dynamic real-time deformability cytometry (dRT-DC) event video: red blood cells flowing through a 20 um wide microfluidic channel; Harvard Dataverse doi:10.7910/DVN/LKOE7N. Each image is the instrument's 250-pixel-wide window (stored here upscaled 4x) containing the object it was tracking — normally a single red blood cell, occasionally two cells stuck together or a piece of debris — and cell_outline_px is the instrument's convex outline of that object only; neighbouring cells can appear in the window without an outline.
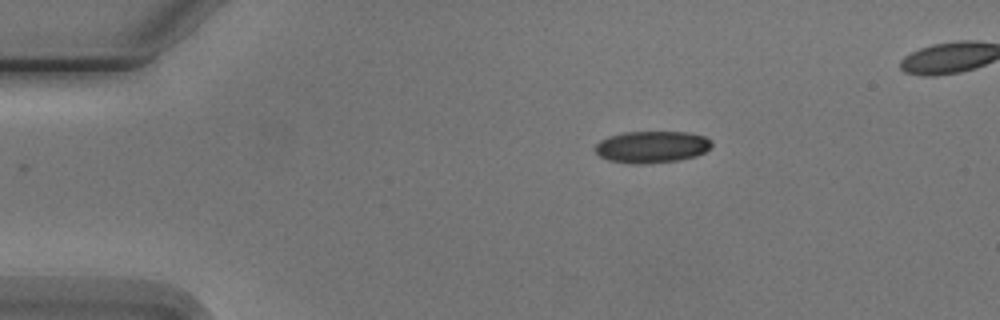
{"species": "Egyptian fruit bat (a non-hibernating species)", "species_latin": "Rousettus aegyptiacus", "temperature_condition": "cold", "stored_images_in_passage": 4, "camera_frame_rate_fps": 3000, "um_per_image_px": 0.085, "animal": {"sex": "male"}, "frame": {"image": 1, "passage_image": 1, "time_ms": 0.0, "image_size_px": [1000, 320], "cell_outline_px": [[712, 144], [704, 152], [696, 156], [676, 160], [648, 164], [632, 164], [608, 160], [600, 156], [596, 152], [596, 144], [600, 140], [608, 136], [624, 132], [688, 132], [704, 136], [712, 140]], "centroid_in_image_um": [55.39, 12.48], "position_along_channel_um": 29.6, "area_um2": 21.62}}
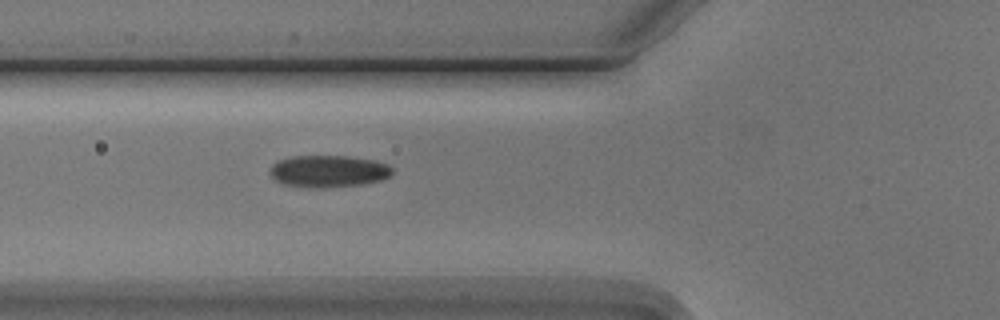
{"frame": {"image": 2, "passage_image": 4, "time_ms": 3.333, "image_size_px": [1000, 320], "cell_outline_px": [[392, 172], [388, 176], [380, 180], [360, 184], [324, 188], [308, 188], [284, 184], [276, 180], [268, 172], [272, 164], [276, 160], [292, 156], [348, 156], [376, 160], [388, 164], [392, 168]], "centroid_in_image_um": [27.88, 14.54], "position_along_channel_um": 97.9, "area_um2": 22.95}}